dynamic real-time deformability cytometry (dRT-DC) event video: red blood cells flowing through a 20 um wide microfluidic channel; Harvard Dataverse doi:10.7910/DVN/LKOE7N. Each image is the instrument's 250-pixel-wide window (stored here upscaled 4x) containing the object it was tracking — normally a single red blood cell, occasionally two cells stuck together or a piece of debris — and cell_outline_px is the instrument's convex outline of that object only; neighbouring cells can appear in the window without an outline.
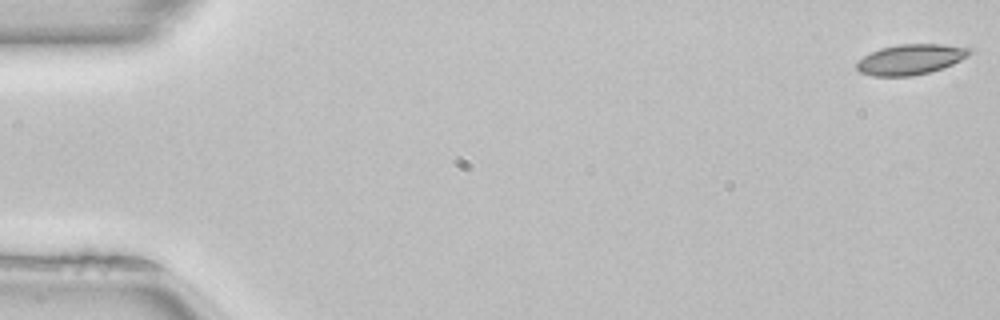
{"species": "common noctule bat (a hibernating species)", "species_latin": "Nyctalus noctula", "temperature_condition": "room temperature", "stored_images_in_passage": 51, "camera_frame_rate_fps": 3000, "um_per_image_px": 0.085, "animal": {"sex": "female", "body_mass_g": 22.7, "forearm_length_mm": 54.2}, "frame": {"image": 1, "passage_image": 1, "time_ms": 0.0, "image_size_px": [1000, 320], "cell_outline_px": [[972, 52], [968, 56], [952, 64], [928, 72], [912, 76], [872, 76], [860, 72], [856, 68], [856, 64], [864, 56], [880, 48], [896, 44], [940, 44], [972, 48]], "centroid_in_image_um": [77.39, 5.04], "position_along_channel_um": 7.6, "area_um2": 19.83}}
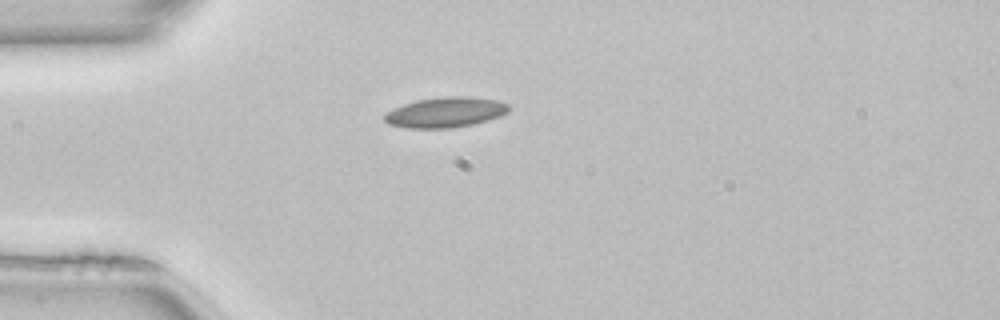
{"frame": {"image": 2, "passage_image": 14, "time_ms": 4.333, "image_size_px": [1000, 320], "cell_outline_px": [[508, 112], [500, 116], [488, 120], [472, 124], [452, 128], [404, 128], [388, 124], [384, 120], [384, 112], [404, 104], [420, 100], [448, 96], [464, 96], [500, 100], [508, 104]], "centroid_in_image_um": [37.85, 9.55], "position_along_channel_um": 47.1, "area_um2": 21.91}}
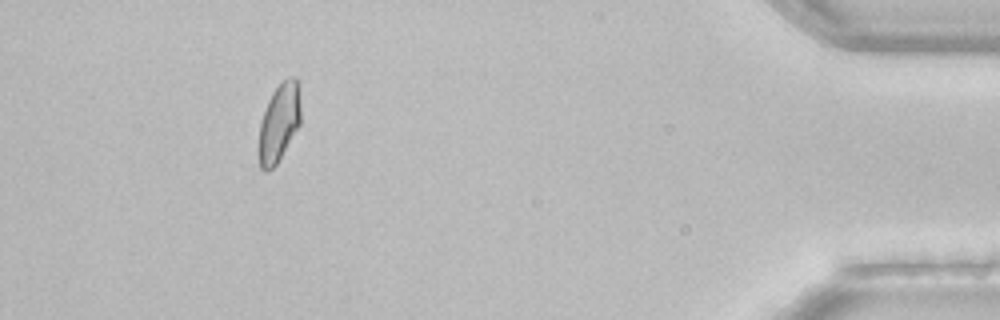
{"frame": {"image": 3, "passage_image": 47, "time_ms": 15.333, "image_size_px": [1000, 320], "cell_outline_px": [[300, 124], [276, 164], [268, 172], [264, 172], [260, 168], [256, 148], [260, 120], [268, 100], [272, 92], [288, 76], [296, 76], [300, 84]], "centroid_in_image_um": [23.69, 10.43], "position_along_channel_um": 411.5, "area_um2": 19.71}, "authors_computed_cell_mechanics": {"area_um2": 20.0566, "velocity_mm_per_s": 4.0212, "shape_relaxation_time_tau1_ms": 6.767, "shape_relaxation_time_tau2_ms": 2.6203, "deformation_change_tau1": 0.1316, "deformation_change_tau2": 0.0523}}